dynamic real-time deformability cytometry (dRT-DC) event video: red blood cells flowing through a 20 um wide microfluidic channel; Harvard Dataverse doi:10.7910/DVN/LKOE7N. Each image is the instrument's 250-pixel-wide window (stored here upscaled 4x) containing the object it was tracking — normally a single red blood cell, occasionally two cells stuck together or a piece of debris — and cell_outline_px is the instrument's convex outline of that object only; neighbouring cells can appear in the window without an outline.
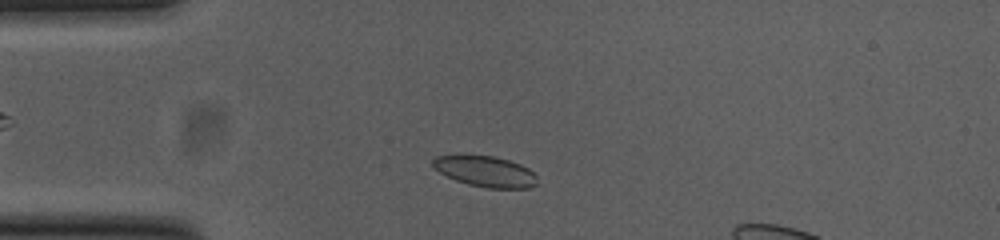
{"species": "common noctule bat (a hibernating species)", "species_latin": "Nyctalus noctula", "temperature_condition": "cold", "stored_images_in_passage": 42, "camera_frame_rate_fps": 3000, "um_per_image_px": 0.085, "animal": {"sex": "female", "body_mass_g": 23.0, "forearm_length_mm": 53.4}, "frame": {"image": 1, "passage_image": 5, "time_ms": 1.333, "image_size_px": [1000, 240], "cell_outline_px": [[536, 184], [528, 188], [488, 188], [468, 184], [456, 180], [440, 172], [432, 164], [432, 160], [436, 156], [492, 156], [508, 160], [520, 164], [528, 168], [536, 176]], "centroid_in_image_um": [41.28, 14.58], "position_along_channel_um": 43.7, "area_um2": 18.26}}
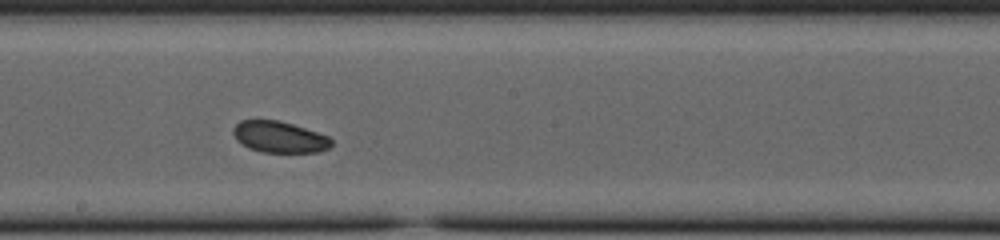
{"frame": {"image": 2, "passage_image": 21, "time_ms": 6.667, "image_size_px": [1000, 240], "cell_outline_px": [[332, 144], [328, 148], [320, 152], [260, 152], [248, 148], [236, 140], [232, 132], [232, 128], [240, 120], [280, 120], [328, 136], [332, 140]], "centroid_in_image_um": [23.71, 11.65], "position_along_channel_um": 224.5, "area_um2": 17.98}}
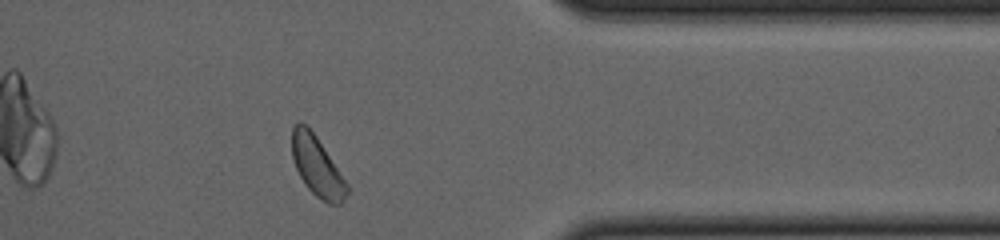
{"frame": {"image": 3, "passage_image": 35, "time_ms": 11.333, "image_size_px": [1000, 240], "cell_outline_px": [[348, 192], [344, 200], [340, 204], [328, 204], [320, 200], [304, 184], [296, 168], [292, 156], [292, 128], [300, 120], [316, 136], [348, 184]], "centroid_in_image_um": [26.95, 14.17], "position_along_channel_um": 384.4, "area_um2": 18.96}, "authors_computed_cell_mechanics": {"area_um2": 18.8717, "velocity_mm_per_s": 3.7645, "shape_relaxation_time_tau1_ms": 2.091, "shape_relaxation_time_tau2_ms": 6.8044, "deformation_change_tau1": 0.0418, "deformation_change_tau2": 0.1142}}